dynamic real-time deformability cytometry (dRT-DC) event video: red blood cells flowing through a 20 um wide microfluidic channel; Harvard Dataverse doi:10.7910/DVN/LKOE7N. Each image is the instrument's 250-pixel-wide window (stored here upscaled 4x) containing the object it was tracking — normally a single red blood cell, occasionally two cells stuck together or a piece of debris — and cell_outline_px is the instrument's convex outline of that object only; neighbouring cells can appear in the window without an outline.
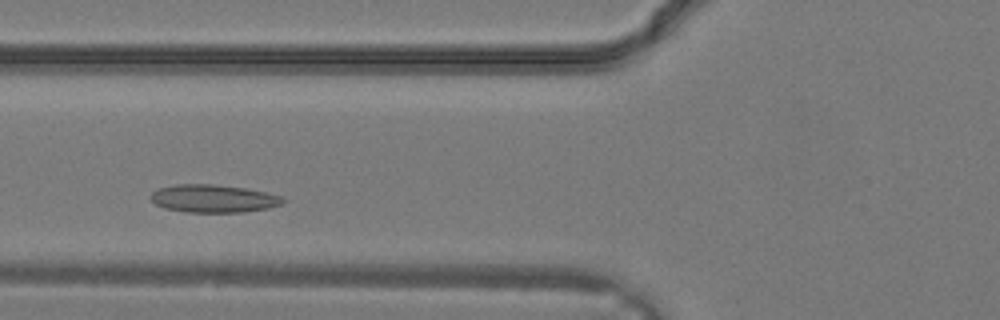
{"species": "common noctule bat (a hibernating species)", "species_latin": "Nyctalus noctula", "temperature_condition": "warm", "stored_images_in_passage": 23, "camera_frame_rate_fps": 3000, "um_per_image_px": 0.085, "animal": {"sex": "male", "body_mass_g": 19.2, "forearm_length_mm": 51.8}, "frame": {"image": 1, "passage_image": 3, "time_ms": 0.667, "image_size_px": [1000, 320], "cell_outline_px": [[288, 200], [280, 204], [268, 208], [240, 212], [184, 212], [164, 208], [156, 204], [152, 200], [152, 192], [156, 188], [172, 184], [212, 184], [244, 188], [264, 192], [280, 196]], "centroid_in_image_um": [18.1, 16.87], "position_along_channel_um": 107.7, "area_um2": 21.39}}
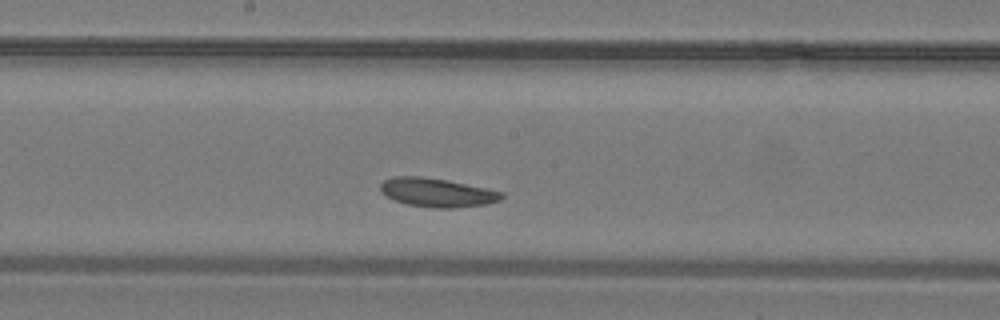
{"frame": {"image": 2, "passage_image": 8, "time_ms": 2.333, "image_size_px": [1000, 320], "cell_outline_px": [[504, 196], [500, 200], [488, 204], [452, 208], [432, 208], [408, 204], [392, 200], [380, 192], [380, 184], [384, 180], [396, 176], [420, 176], [448, 180], [504, 192]], "centroid_in_image_um": [37.14, 16.37], "position_along_channel_um": 211.1, "area_um2": 20.46}}
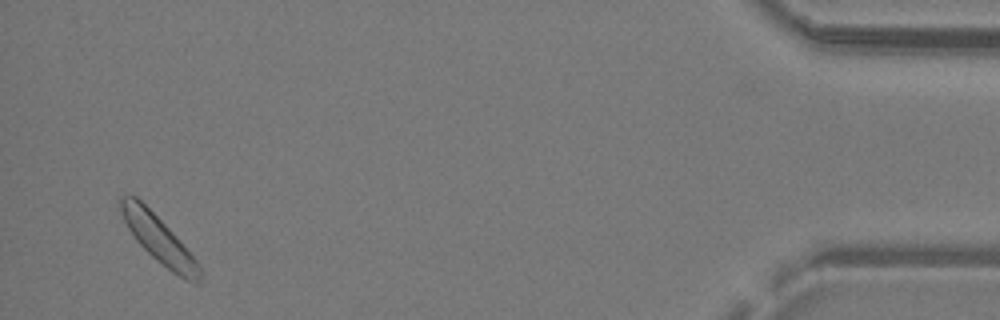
{"frame": {"image": 3, "passage_image": 22, "time_ms": 7.0, "image_size_px": [1000, 320], "cell_outline_px": [[200, 284], [196, 284], [184, 280], [172, 272], [156, 260], [136, 240], [128, 228], [120, 212], [120, 196], [136, 196], [172, 232], [196, 260], [200, 268]], "centroid_in_image_um": [13.49, 20.37], "position_along_channel_um": 421.7, "area_um2": 21.1}}